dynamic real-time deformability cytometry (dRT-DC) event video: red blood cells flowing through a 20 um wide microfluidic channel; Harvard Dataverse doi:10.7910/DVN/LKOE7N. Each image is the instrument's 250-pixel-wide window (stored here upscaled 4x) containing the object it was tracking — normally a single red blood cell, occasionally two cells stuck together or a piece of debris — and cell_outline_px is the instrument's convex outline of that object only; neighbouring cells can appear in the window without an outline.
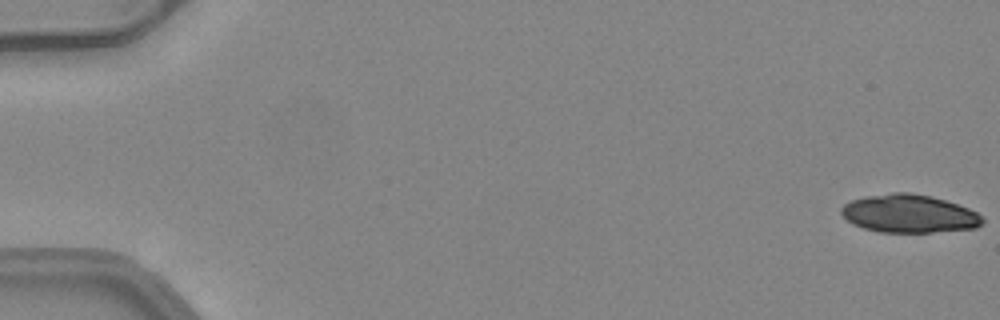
{"species": "common noctule bat (a hibernating species)", "species_latin": "Nyctalus noctula", "temperature_condition": "warm", "stored_images_in_passage": 6, "camera_frame_rate_fps": 3000, "um_per_image_px": 0.085, "animal": {"sex": "female", "body_mass_g": 24.6, "forearm_length_mm": 56.2}, "frame": {"image": 1, "passage_image": 1, "time_ms": 0.0, "image_size_px": [1000, 320], "cell_outline_px": [[984, 224], [976, 228], [932, 232], [880, 232], [864, 228], [852, 224], [840, 212], [840, 208], [844, 204], [852, 200], [864, 196], [892, 192], [912, 192], [932, 196], [968, 208], [976, 212], [984, 220]], "centroid_in_image_um": [77.26, 18.15], "position_along_channel_um": 7.7, "area_um2": 31.44}}